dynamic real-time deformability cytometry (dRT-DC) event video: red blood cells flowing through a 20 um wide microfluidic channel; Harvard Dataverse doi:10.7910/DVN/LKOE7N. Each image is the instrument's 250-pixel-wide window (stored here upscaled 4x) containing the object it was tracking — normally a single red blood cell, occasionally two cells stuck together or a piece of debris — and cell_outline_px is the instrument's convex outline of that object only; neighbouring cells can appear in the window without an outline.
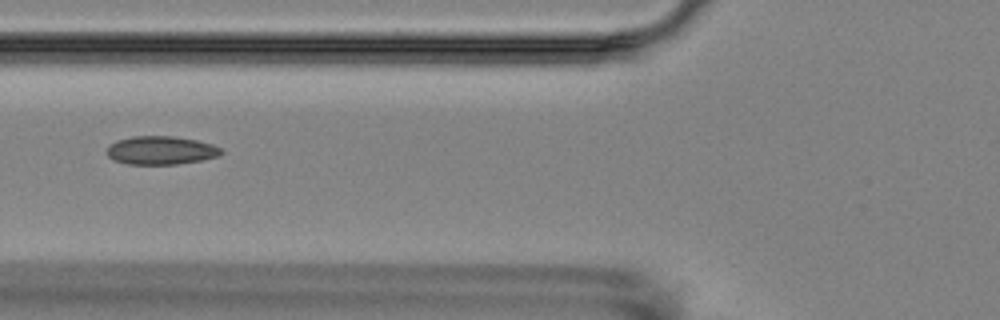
{"species": "Egyptian fruit bat (a non-hibernating species)", "species_latin": "Rousettus aegyptiacus", "temperature_condition": "room temperature", "stored_images_in_passage": 3, "camera_frame_rate_fps": 3000, "um_per_image_px": 0.085, "animal": {"sex": "female"}, "frame": {"image": 1, "passage_image": 3, "time_ms": 2.333, "image_size_px": [1000, 320], "cell_outline_px": [[224, 152], [220, 156], [200, 160], [176, 164], [128, 164], [112, 160], [108, 156], [108, 148], [116, 140], [132, 136], [172, 136], [196, 140], [212, 144], [220, 148]], "centroid_in_image_um": [13.69, 12.78], "position_along_channel_um": 112.1, "area_um2": 18.84}}